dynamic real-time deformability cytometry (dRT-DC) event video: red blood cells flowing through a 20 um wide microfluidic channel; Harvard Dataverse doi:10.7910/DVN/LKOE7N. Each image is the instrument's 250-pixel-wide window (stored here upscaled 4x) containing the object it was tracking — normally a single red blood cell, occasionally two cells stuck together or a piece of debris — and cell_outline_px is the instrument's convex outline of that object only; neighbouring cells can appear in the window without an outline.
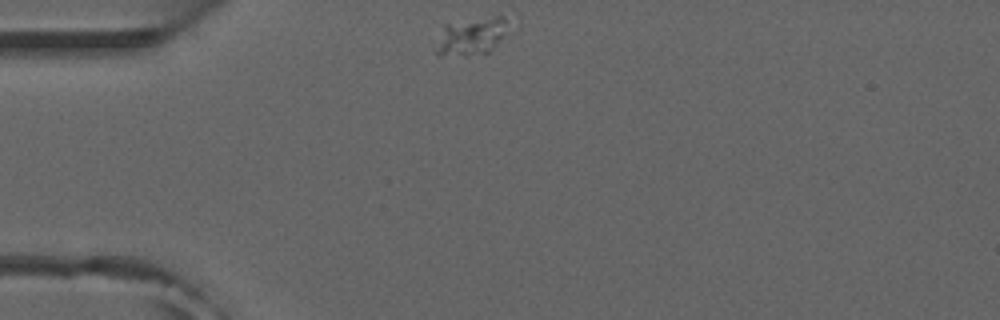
{"species": "common noctule bat (a hibernating species)", "species_latin": "Nyctalus noctula", "temperature_condition": "room temperature", "stored_images_in_passage": 2, "camera_frame_rate_fps": 3000, "um_per_image_px": 0.085, "animal": {"sex": "male", "forearm_length_mm": 52.5}, "frame": {"image": 1, "passage_image": 1, "time_ms": 0.0, "image_size_px": [1000, 320], "cell_outline_px": [[512, 24], [504, 36], [488, 52], [464, 56], [436, 56], [432, 48], [444, 28], [448, 24], [496, 16], [504, 16]], "centroid_in_image_um": [40.06, 3.12], "position_along_channel_um": 44.9, "area_um2": 15.95}}